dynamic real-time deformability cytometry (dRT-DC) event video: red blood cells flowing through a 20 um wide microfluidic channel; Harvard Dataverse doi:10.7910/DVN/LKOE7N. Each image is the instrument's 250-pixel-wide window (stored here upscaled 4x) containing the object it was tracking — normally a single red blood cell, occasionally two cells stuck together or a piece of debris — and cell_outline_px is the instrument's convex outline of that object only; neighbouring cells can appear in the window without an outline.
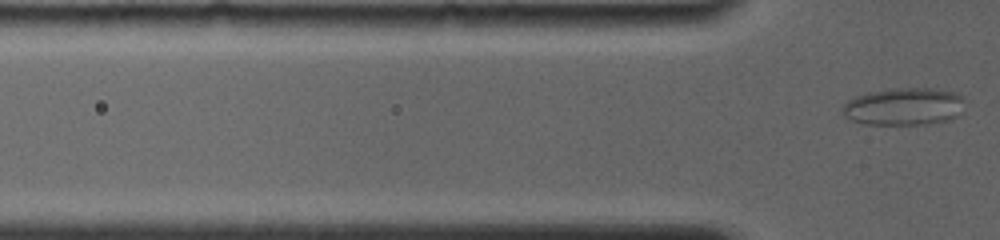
{"species": "common noctule bat (a hibernating species)", "species_latin": "Nyctalus noctula", "temperature_condition": "room temperature", "stored_images_in_passage": 4, "segment_of_instrument_passage": [2, 2], "camera_frame_rate_fps": 4000, "um_per_image_px": 0.085, "animal": {"sex": "female", "body_mass_g": 19.0, "forearm_length_mm": 56.7}, "frame": {"image": 1, "passage_image": 4, "time_ms": 3.0, "image_size_px": [1000, 240], "cell_outline_px": [[960, 100], [956, 116], [948, 120], [924, 124], [864, 124], [852, 120], [844, 116], [840, 112], [840, 108], [848, 100], [856, 96], [868, 92], [896, 88], [932, 88], [956, 92], [960, 96]], "centroid_in_image_um": [76.71, 9.05], "position_along_channel_um": 49.1, "area_um2": 26.3}}